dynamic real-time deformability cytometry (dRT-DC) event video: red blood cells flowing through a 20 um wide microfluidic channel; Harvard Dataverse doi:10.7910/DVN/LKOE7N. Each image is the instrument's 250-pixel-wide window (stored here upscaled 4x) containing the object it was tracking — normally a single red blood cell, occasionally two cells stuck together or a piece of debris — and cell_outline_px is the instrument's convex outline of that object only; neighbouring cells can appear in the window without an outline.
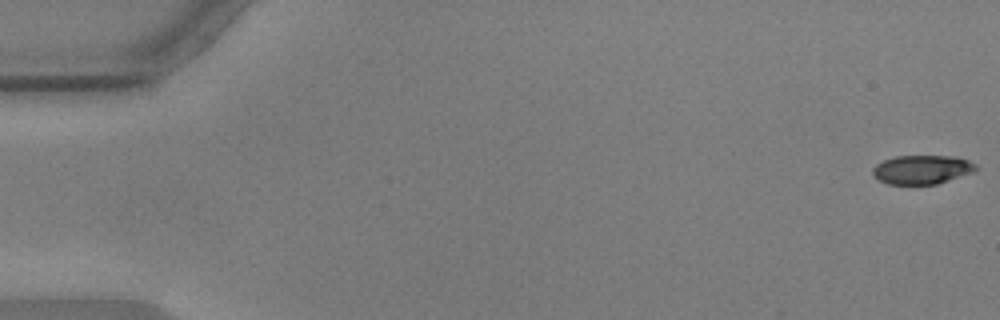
{"species": "common noctule bat (a hibernating species)", "species_latin": "Nyctalus noctula", "temperature_condition": "warm", "stored_images_in_passage": 57, "camera_frame_rate_fps": 3000, "um_per_image_px": 0.085, "animal": {"sex": "male", "body_mass_g": 17.9, "forearm_length_mm": 54.2}, "frame": {"image": 1, "passage_image": 1, "time_ms": 0.0, "image_size_px": [1000, 320], "cell_outline_px": [[980, 168], [976, 172], [936, 184], [888, 184], [876, 180], [872, 176], [872, 168], [876, 164], [884, 160], [896, 156], [956, 156], [968, 160], [976, 164]], "centroid_in_image_um": [78.39, 14.42], "position_along_channel_um": 6.6, "area_um2": 17.74}}
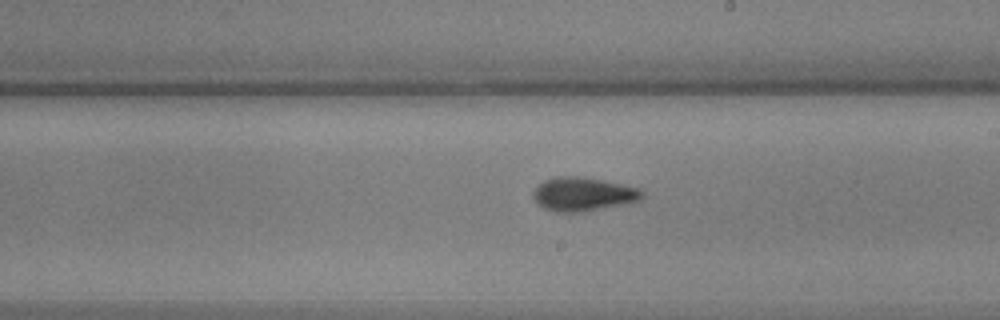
{"frame": {"image": 2, "passage_image": 33, "time_ms": 10.667, "image_size_px": [1000, 320], "cell_outline_px": [[644, 196], [640, 200], [624, 204], [584, 212], [556, 212], [544, 208], [536, 204], [532, 196], [532, 192], [544, 180], [556, 176], [576, 176], [600, 180], [640, 188], [644, 192]], "centroid_in_image_um": [49.54, 16.51], "position_along_channel_um": 239.5, "area_um2": 21.44}}
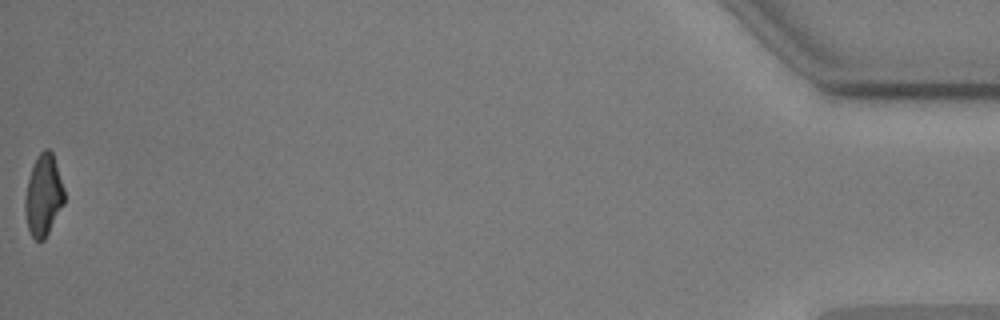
{"frame": {"image": 3, "passage_image": 57, "time_ms": 18.667, "image_size_px": [1000, 320], "cell_outline_px": [[64, 204], [44, 240], [36, 240], [32, 236], [28, 228], [24, 212], [24, 200], [28, 180], [32, 168], [40, 152], [44, 148], [48, 148], [52, 152], [64, 188]], "centroid_in_image_um": [3.69, 16.62], "position_along_channel_um": 431.5, "area_um2": 18.44}, "authors_computed_cell_mechanics": {"area_um2": 19.363, "velocity_mm_per_s": 3.5843, "shape_relaxation_time_tau1_ms": 3.6573, "shape_relaxation_time_tau2_ms": 2.8941, "deformation_change_tau1": 0.1419, "deformation_change_tau2": 0.0939}}